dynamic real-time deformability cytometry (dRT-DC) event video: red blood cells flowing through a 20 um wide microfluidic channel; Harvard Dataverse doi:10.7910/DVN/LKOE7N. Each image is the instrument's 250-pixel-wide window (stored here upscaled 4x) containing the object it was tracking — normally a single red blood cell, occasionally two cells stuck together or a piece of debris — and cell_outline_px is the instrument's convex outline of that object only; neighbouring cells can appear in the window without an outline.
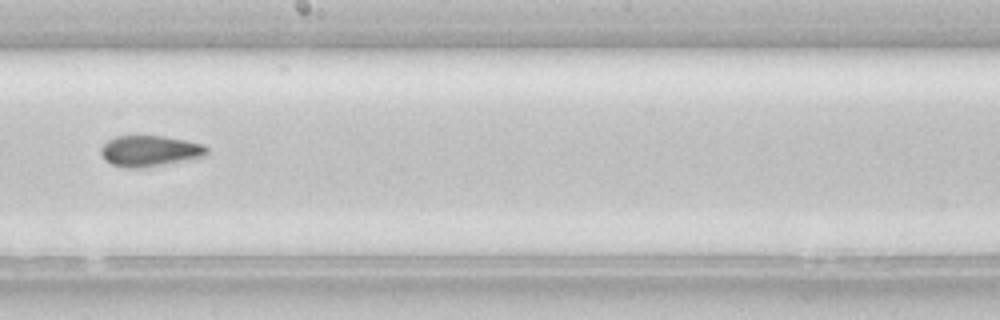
{"species": "common noctule bat (a hibernating species)", "species_latin": "Nyctalus noctula", "temperature_condition": "room temperature", "stored_images_in_passage": 41, "camera_frame_rate_fps": 3000, "um_per_image_px": 0.085, "animal": {"sex": "female", "body_mass_g": 22.7, "forearm_length_mm": 54.2}, "frame": {"image": 1, "passage_image": 18, "time_ms": 5.667, "image_size_px": [1000, 320], "cell_outline_px": [[208, 156], [140, 168], [124, 168], [112, 164], [104, 160], [100, 152], [100, 148], [108, 140], [116, 136], [164, 136], [204, 144], [208, 148]], "centroid_in_image_um": [12.73, 12.83], "position_along_channel_um": 235.5, "area_um2": 19.13}, "authors_computed_cell_mechanics": {"area_um2": 18.6116, "velocity_mm_per_s": 4.0987, "shape_relaxation_time_tau1_ms": null, "shape_relaxation_time_tau2_ms": 4.2768, "deformation_change_tau1": null, "deformation_change_tau2": 0.0984}}